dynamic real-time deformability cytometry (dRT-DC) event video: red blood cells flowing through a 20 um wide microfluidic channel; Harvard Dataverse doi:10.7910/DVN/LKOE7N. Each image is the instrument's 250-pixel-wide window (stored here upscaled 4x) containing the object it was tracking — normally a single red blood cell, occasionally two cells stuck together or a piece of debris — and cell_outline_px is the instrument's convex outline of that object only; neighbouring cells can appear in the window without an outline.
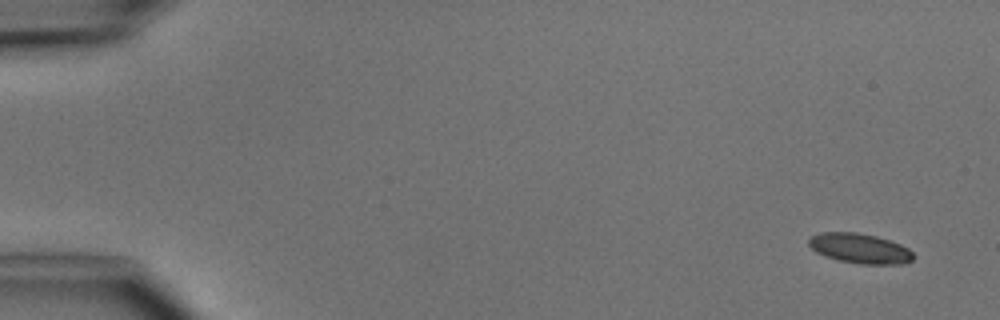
{"species": "common noctule bat (a hibernating species)", "species_latin": "Nyctalus noctula", "temperature_condition": "cold", "stored_images_in_passage": 7, "camera_frame_rate_fps": 3000, "um_per_image_px": 0.085, "animal": {"sex": "male", "body_mass_g": 15.6}, "frame": {"image": 1, "passage_image": 1, "time_ms": 0.0, "image_size_px": [1000, 320], "cell_outline_px": [[912, 260], [904, 264], [860, 264], [840, 260], [824, 256], [816, 252], [808, 244], [808, 240], [812, 236], [820, 232], [856, 232], [876, 236], [900, 244], [908, 248], [912, 252]], "centroid_in_image_um": [73.07, 21.11], "position_along_channel_um": 11.9, "area_um2": 18.15}}
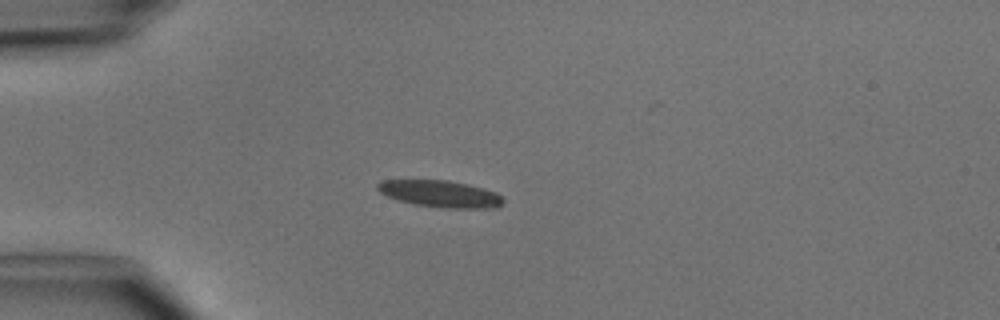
{"frame": {"image": 2, "passage_image": 4, "time_ms": 3.667, "image_size_px": [1000, 320], "cell_outline_px": [[504, 200], [496, 208], [448, 208], [416, 204], [396, 200], [380, 192], [376, 188], [376, 184], [380, 180], [448, 180], [484, 188], [496, 192]], "centroid_in_image_um": [37.4, 16.47], "position_along_channel_um": 47.6, "area_um2": 19.54}}